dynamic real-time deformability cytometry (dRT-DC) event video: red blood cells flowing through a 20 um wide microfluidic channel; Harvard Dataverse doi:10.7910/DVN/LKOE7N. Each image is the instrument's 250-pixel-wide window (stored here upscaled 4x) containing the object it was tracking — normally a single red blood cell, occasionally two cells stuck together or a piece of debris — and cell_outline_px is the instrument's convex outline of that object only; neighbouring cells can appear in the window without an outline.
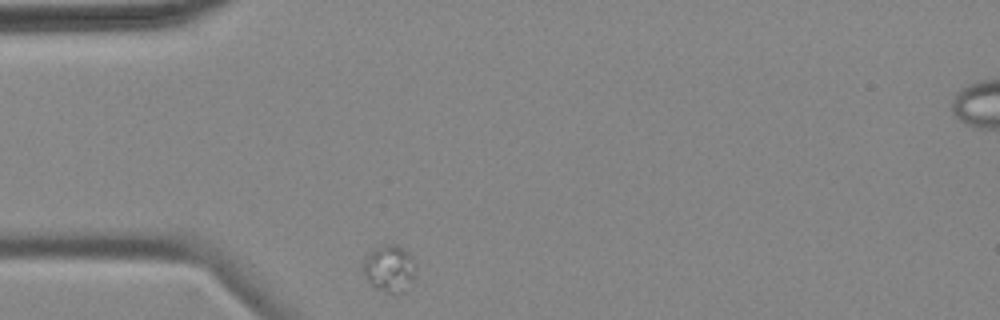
{"species": "common noctule bat (a hibernating species)", "species_latin": "Nyctalus noctula", "temperature_condition": "cold", "stored_images_in_passage": 3, "camera_frame_rate_fps": 3000, "um_per_image_px": 0.085, "animal": {"sex": "female", "body_mass_g": 18.4}, "frame": {"image": 1, "passage_image": 1, "time_ms": 0.0, "image_size_px": [1000, 320], "cell_outline_px": [[416, 276], [400, 292], [388, 292], [376, 288], [364, 276], [364, 256], [372, 248], [388, 244], [396, 244], [408, 252], [416, 260]], "centroid_in_image_um": [33.11, 22.76], "position_along_channel_um": 51.9, "area_um2": 14.33}}